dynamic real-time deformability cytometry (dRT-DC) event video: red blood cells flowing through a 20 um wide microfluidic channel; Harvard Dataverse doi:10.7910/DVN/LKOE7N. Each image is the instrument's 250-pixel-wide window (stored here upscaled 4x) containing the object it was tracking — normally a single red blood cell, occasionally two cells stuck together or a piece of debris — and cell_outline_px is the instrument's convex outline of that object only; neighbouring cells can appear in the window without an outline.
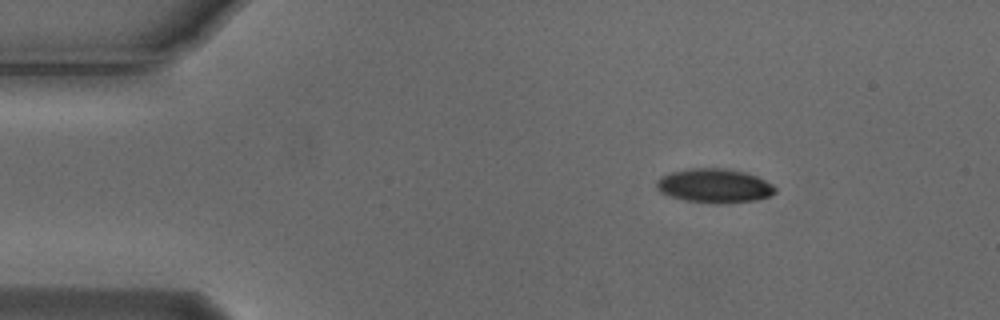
{"species": "Egyptian fruit bat (a non-hibernating species)", "species_latin": "Rousettus aegyptiacus", "temperature_condition": "cold", "stored_images_in_passage": 48, "camera_frame_rate_fps": 3000, "um_per_image_px": 0.085, "animal": {"sex": "male"}, "frame": {"image": 1, "passage_image": 1, "time_ms": 0.0, "image_size_px": [1000, 320], "cell_outline_px": [[776, 192], [768, 196], [756, 200], [724, 204], [716, 204], [684, 200], [660, 192], [656, 188], [656, 180], [660, 176], [672, 172], [688, 168], [724, 168], [744, 172], [756, 176], [772, 184], [776, 188]], "centroid_in_image_um": [60.7, 15.79], "position_along_channel_um": 24.3, "area_um2": 23.64}}
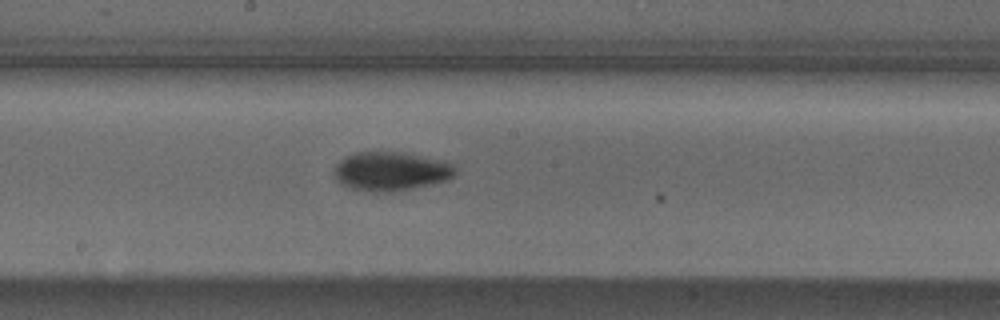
{"frame": {"image": 2, "passage_image": 22, "time_ms": 7.0, "image_size_px": [1000, 320], "cell_outline_px": [[456, 172], [452, 176], [444, 180], [412, 188], [388, 192], [372, 192], [352, 188], [340, 184], [336, 180], [332, 172], [332, 168], [340, 160], [356, 152], [404, 152], [444, 160], [452, 164], [456, 168]], "centroid_in_image_um": [33.17, 14.55], "position_along_channel_um": 215.0, "area_um2": 27.46}}
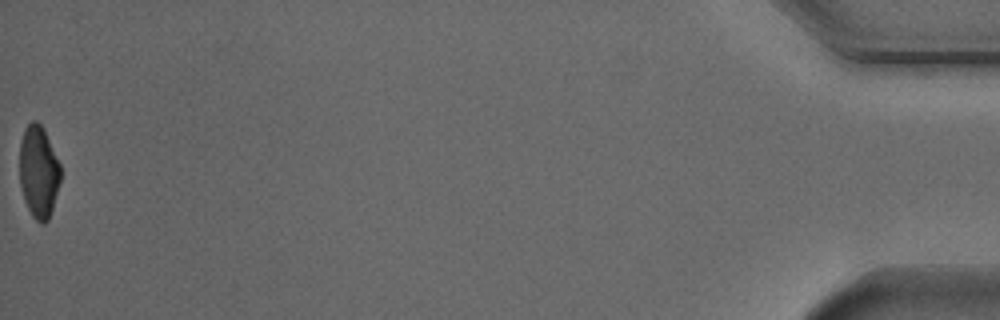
{"frame": {"image": 3, "passage_image": 48, "time_ms": 15.667, "image_size_px": [1000, 320], "cell_outline_px": [[60, 180], [52, 208], [48, 220], [44, 224], [40, 224], [32, 216], [24, 200], [20, 184], [20, 140], [24, 128], [32, 120], [36, 120], [44, 128], [60, 164]], "centroid_in_image_um": [3.27, 14.58], "position_along_channel_um": 431.9, "area_um2": 22.02}, "authors_computed_cell_mechanics": {"area_um2": 24.4783, "velocity_mm_per_s": 3.7233, "shape_relaxation_time_tau1_ms": 2.6998, "shape_relaxation_time_tau2_ms": null, "deformation_change_tau1": 0.1214, "deformation_change_tau2": null}}